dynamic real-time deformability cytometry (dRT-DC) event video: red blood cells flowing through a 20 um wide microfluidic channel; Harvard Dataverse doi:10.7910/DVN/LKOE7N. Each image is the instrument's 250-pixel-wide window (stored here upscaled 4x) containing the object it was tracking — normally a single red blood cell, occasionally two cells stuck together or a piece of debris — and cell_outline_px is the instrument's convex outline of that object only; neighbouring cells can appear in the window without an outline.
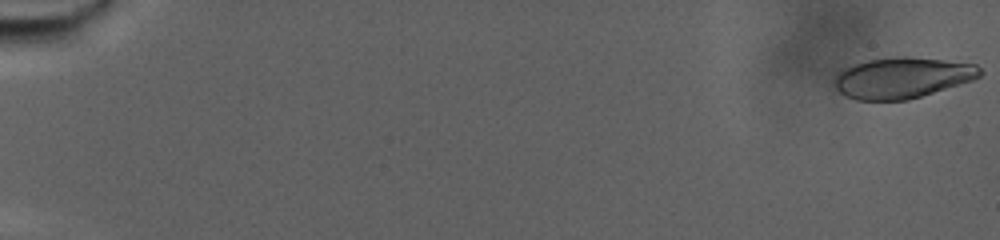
{"species": "human", "species_latin": "Homo sapiens", "temperature_condition": "warm", "stored_images_in_passage": 5, "camera_frame_rate_fps": 3000, "um_per_image_px": 0.085, "donor": {"sex": "male"}, "frame": {"image": 1, "passage_image": 1, "time_ms": 0.0, "image_size_px": [1000, 240], "cell_outline_px": [[984, 72], [980, 76], [972, 80], [908, 100], [856, 100], [844, 96], [836, 88], [836, 76], [844, 68], [852, 64], [868, 60], [896, 56], [904, 56], [944, 60], [976, 64]], "centroid_in_image_um": [76.69, 6.6], "position_along_channel_um": 8.3, "area_um2": 34.51}}